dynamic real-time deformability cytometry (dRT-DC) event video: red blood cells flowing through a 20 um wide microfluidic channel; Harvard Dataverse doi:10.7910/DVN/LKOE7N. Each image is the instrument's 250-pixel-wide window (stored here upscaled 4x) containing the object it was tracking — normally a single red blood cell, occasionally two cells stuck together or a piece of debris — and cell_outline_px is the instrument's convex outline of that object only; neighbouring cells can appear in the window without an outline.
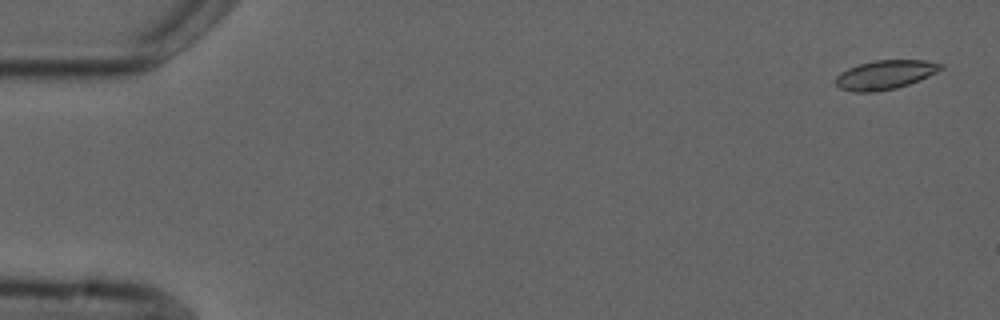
{"species": "common noctule bat (a hibernating species)", "species_latin": "Nyctalus noctula", "temperature_condition": "cold", "stored_images_in_passage": 5, "camera_frame_rate_fps": 3000, "um_per_image_px": 0.085, "animal": {"sex": "male", "forearm_length_mm": 52.5}, "frame": {"image": 1, "passage_image": 1, "time_ms": 0.0, "image_size_px": [1000, 320], "cell_outline_px": [[944, 68], [920, 80], [896, 88], [876, 92], [852, 92], [840, 88], [836, 84], [836, 76], [840, 72], [848, 68], [860, 64], [876, 60], [924, 60], [944, 64]], "centroid_in_image_um": [75.24, 6.36], "position_along_channel_um": 9.8, "area_um2": 17.8}}